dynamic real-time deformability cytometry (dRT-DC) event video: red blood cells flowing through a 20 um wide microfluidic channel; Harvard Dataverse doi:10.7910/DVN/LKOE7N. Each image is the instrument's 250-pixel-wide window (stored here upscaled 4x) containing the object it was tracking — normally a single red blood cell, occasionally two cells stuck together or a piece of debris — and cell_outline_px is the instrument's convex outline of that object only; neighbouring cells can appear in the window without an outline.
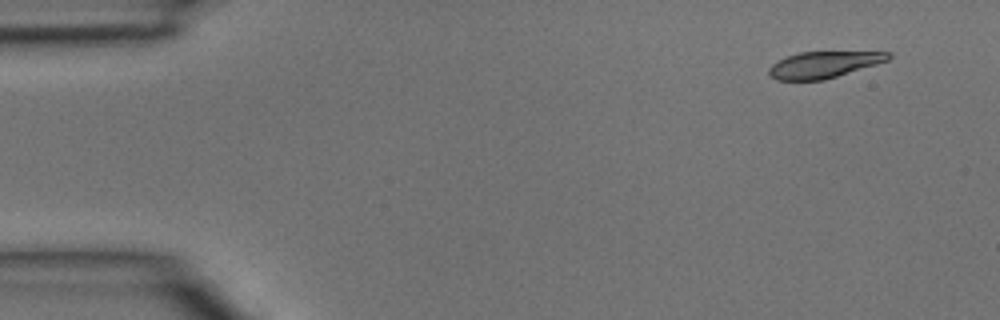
{"species": "common noctule bat (a hibernating species)", "species_latin": "Nyctalus noctula", "temperature_condition": "room temperature", "stored_images_in_passage": 3, "camera_frame_rate_fps": 3000, "um_per_image_px": 0.085, "animal": {"sex": "male", "body_mass_g": 15.6}, "frame": {"image": 1, "passage_image": 1, "time_ms": 0.0, "image_size_px": [1000, 320], "cell_outline_px": [[892, 56], [888, 60], [876, 64], [824, 80], [776, 80], [768, 72], [768, 68], [772, 64], [788, 56], [800, 52], [892, 52]], "centroid_in_image_um": [70.02, 5.5], "position_along_channel_um": 15.0, "area_um2": 18.15}}